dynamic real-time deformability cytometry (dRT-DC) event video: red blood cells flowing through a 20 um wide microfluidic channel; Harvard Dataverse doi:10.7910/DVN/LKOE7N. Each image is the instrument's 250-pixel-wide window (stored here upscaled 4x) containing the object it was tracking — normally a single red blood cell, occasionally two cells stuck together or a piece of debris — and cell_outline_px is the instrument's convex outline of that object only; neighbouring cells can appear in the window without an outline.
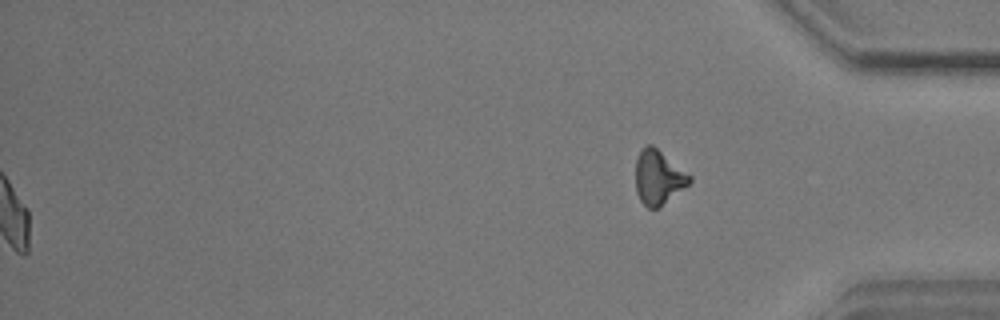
{"species": "common noctule bat (a hibernating species)", "species_latin": "Nyctalus noctula", "temperature_condition": "warm", "stored_images_in_passage": 51, "segment_of_instrument_passage": [2, 2], "camera_frame_rate_fps": 3000, "um_per_image_px": 0.085, "animal": {"sex": "male", "body_mass_g": 17.9}, "frame": {"image": 1, "passage_image": 51, "time_ms": 16.667, "image_size_px": [1000, 320], "cell_outline_px": [[692, 180], [688, 184], [660, 208], [648, 208], [640, 200], [636, 192], [636, 160], [640, 152], [648, 144], [652, 144], [692, 176]], "centroid_in_image_um": [55.96, 15.09], "position_along_channel_um": 379.2, "area_um2": 16.94}}